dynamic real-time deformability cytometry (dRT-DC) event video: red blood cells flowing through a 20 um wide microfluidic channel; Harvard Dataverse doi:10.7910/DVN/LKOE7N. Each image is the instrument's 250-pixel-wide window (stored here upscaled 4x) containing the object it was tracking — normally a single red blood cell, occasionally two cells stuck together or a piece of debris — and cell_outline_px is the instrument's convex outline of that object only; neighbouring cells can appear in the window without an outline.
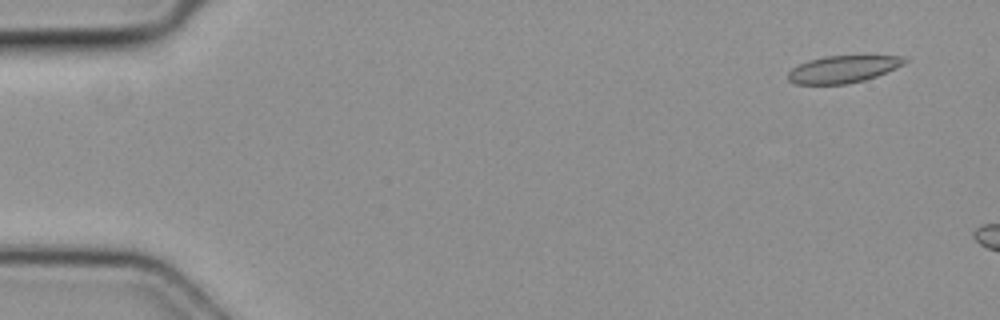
{"species": "common noctule bat (a hibernating species)", "species_latin": "Nyctalus noctula", "temperature_condition": "cold", "stored_images_in_passage": 3, "camera_frame_rate_fps": 3000, "um_per_image_px": 0.085, "animal": {"sex": "female", "body_mass_g": 19.3, "forearm_length_mm": 54.1}, "frame": {"image": 1, "passage_image": 1, "time_ms": 0.0, "image_size_px": [1000, 320], "cell_outline_px": [[908, 60], [904, 64], [896, 68], [876, 76], [864, 80], [848, 84], [796, 84], [788, 80], [788, 72], [792, 68], [808, 60], [824, 56], [904, 56]], "centroid_in_image_um": [71.65, 5.88], "position_along_channel_um": 13.3, "area_um2": 18.38}}